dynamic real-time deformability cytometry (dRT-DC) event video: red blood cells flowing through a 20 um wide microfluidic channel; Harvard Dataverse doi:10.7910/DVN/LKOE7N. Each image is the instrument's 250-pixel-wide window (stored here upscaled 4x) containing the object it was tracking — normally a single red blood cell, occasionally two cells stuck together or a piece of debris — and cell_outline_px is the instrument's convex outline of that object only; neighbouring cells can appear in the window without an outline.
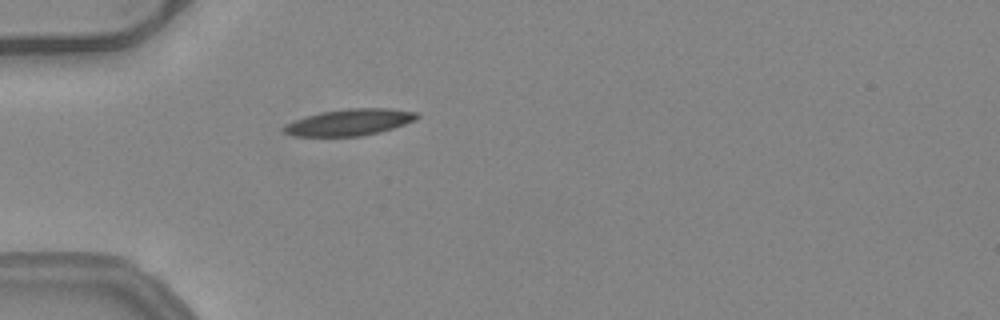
{"species": "common noctule bat (a hibernating species)", "species_latin": "Nyctalus noctula", "temperature_condition": "warm", "stored_images_in_passage": 38, "camera_frame_rate_fps": 3000, "um_per_image_px": 0.085, "animal": {"sex": "female", "body_mass_g": 24.6, "forearm_length_mm": 56.2}, "frame": {"image": 1, "passage_image": 2, "time_ms": 0.333, "image_size_px": [1000, 320], "cell_outline_px": [[420, 116], [416, 120], [380, 132], [364, 136], [292, 136], [284, 132], [280, 128], [296, 120], [320, 112], [348, 108], [388, 108], [420, 112]], "centroid_in_image_um": [29.76, 10.39], "position_along_channel_um": 55.2, "area_um2": 20.58}}
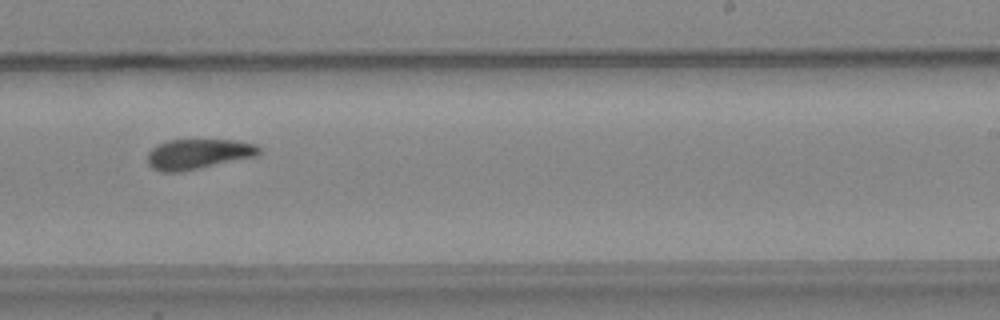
{"frame": {"image": 2, "passage_image": 19, "time_ms": 6.0, "image_size_px": [1000, 320], "cell_outline_px": [[260, 152], [256, 156], [200, 168], [180, 172], [160, 172], [152, 168], [148, 164], [148, 152], [156, 144], [168, 140], [232, 140], [256, 144], [260, 148]], "centroid_in_image_um": [16.81, 13.09], "position_along_channel_um": 272.2, "area_um2": 19.59}}
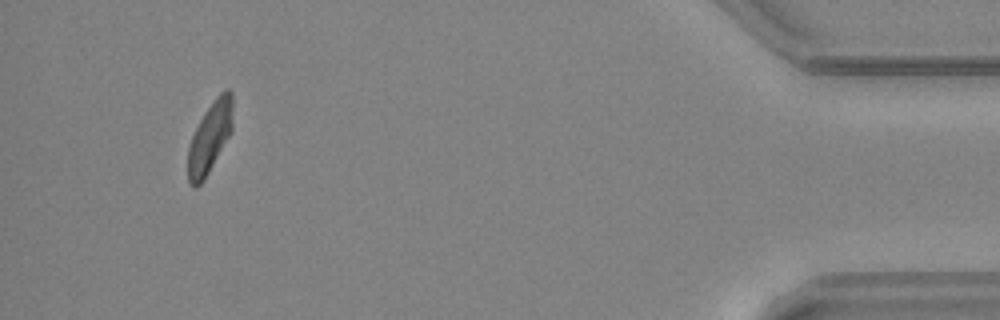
{"frame": {"image": 3, "passage_image": 35, "time_ms": 11.333, "image_size_px": [1000, 320], "cell_outline_px": [[232, 132], [204, 180], [196, 188], [192, 188], [188, 184], [188, 148], [192, 136], [204, 112], [216, 96], [224, 88], [228, 88], [232, 92]], "centroid_in_image_um": [17.84, 11.69], "position_along_channel_um": 417.4, "area_um2": 18.67}, "authors_computed_cell_mechanics": {"area_um2": 19.7098, "velocity_mm_per_s": 3.9889, "shape_relaxation_time_tau1_ms": 7.4384, "shape_relaxation_time_tau2_ms": 4.1233, "deformation_change_tau1": 0.1928, "deformation_change_tau2": 0.1293}}